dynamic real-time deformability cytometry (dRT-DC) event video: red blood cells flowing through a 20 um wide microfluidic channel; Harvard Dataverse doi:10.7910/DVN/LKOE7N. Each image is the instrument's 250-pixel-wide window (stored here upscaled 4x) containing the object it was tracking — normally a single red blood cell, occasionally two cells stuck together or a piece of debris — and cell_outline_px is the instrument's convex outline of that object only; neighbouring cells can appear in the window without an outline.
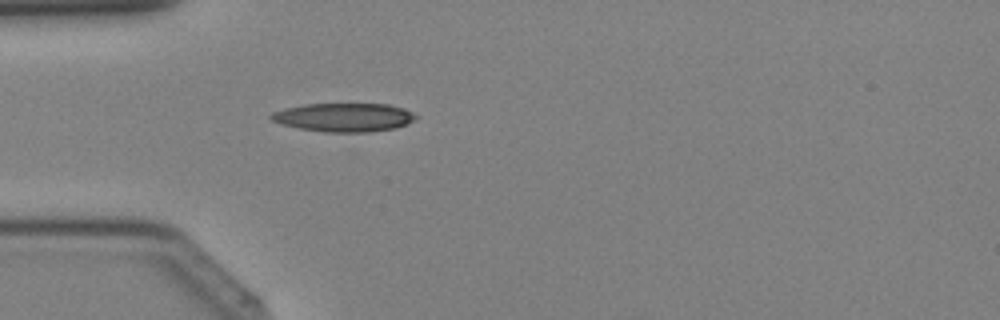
{"species": "Egyptian fruit bat (a non-hibernating species)", "species_latin": "Rousettus aegyptiacus", "temperature_condition": "cold", "stored_images_in_passage": 23, "camera_frame_rate_fps": 3000, "um_per_image_px": 0.085, "animal": {"sex": "female"}, "frame": {"image": 1, "passage_image": 2, "time_ms": 0.333, "image_size_px": [1000, 320], "cell_outline_px": [[420, 116], [416, 120], [408, 124], [396, 128], [368, 132], [324, 132], [300, 128], [284, 124], [272, 120], [268, 116], [272, 112], [284, 108], [304, 104], [388, 104], [404, 108]], "centroid_in_image_um": [29.29, 9.97], "position_along_channel_um": 55.7, "area_um2": 24.28}}
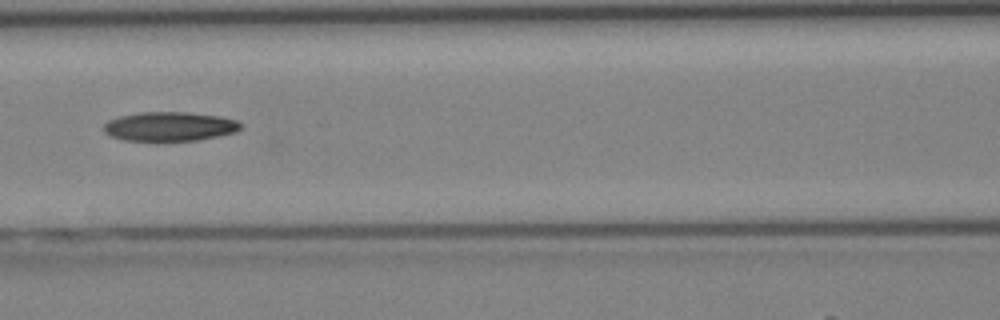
{"frame": {"image": 2, "passage_image": 8, "time_ms": 2.333, "image_size_px": [1000, 320], "cell_outline_px": [[244, 124], [236, 132], [196, 140], [124, 140], [112, 136], [104, 132], [104, 124], [108, 120], [120, 116], [140, 112], [188, 112], [220, 116], [236, 120]], "centroid_in_image_um": [14.43, 10.73], "position_along_channel_um": 152.2, "area_um2": 23.12}}
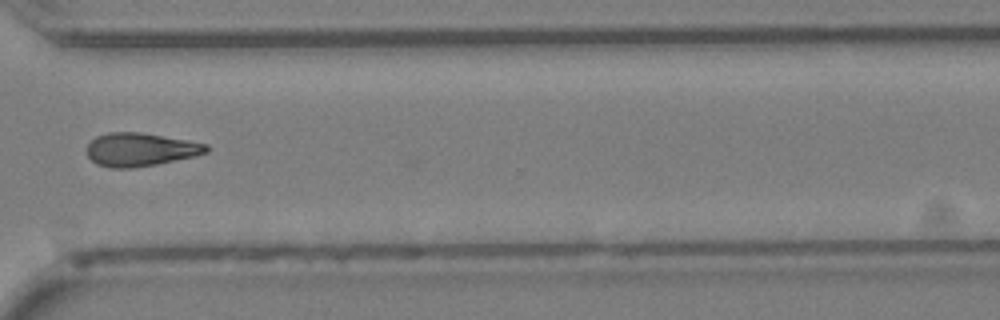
{"frame": {"image": 3, "passage_image": 20, "time_ms": 6.333, "image_size_px": [1000, 320], "cell_outline_px": [[208, 152], [192, 156], [156, 164], [132, 168], [108, 168], [96, 164], [88, 156], [88, 144], [96, 136], [108, 132], [140, 132], [188, 140], [208, 144]], "centroid_in_image_um": [11.91, 12.71], "position_along_channel_um": 358.7, "area_um2": 23.06}}